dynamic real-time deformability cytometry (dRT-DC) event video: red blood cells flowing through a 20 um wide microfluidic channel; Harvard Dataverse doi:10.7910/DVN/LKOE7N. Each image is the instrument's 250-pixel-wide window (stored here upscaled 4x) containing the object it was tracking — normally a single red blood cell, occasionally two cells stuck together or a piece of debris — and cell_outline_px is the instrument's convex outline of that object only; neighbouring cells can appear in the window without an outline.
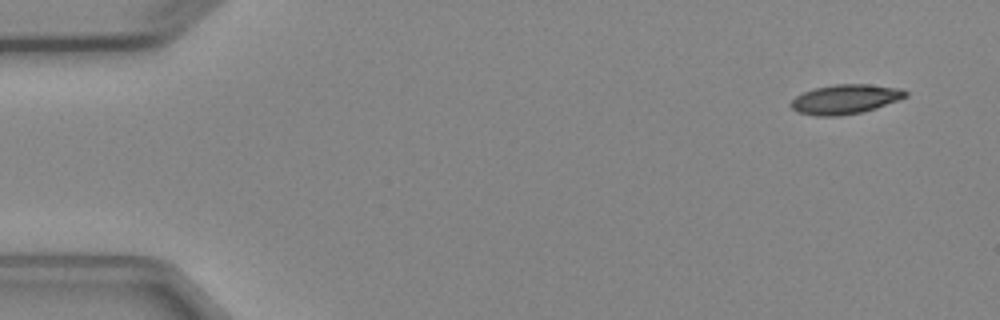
{"species": "Egyptian fruit bat (a non-hibernating species)", "species_latin": "Rousettus aegyptiacus", "temperature_condition": "cold", "stored_images_in_passage": 6, "camera_frame_rate_fps": 3000, "um_per_image_px": 0.085, "animal": {"sex": "female"}, "frame": {"image": 1, "passage_image": 1, "time_ms": 0.0, "image_size_px": [1000, 320], "cell_outline_px": [[908, 96], [900, 100], [876, 108], [860, 112], [836, 116], [816, 116], [796, 112], [788, 104], [796, 96], [804, 92], [816, 88], [836, 84], [868, 84], [900, 88], [908, 92]], "centroid_in_image_um": [71.85, 8.43], "position_along_channel_um": 13.1, "area_um2": 19.71}}
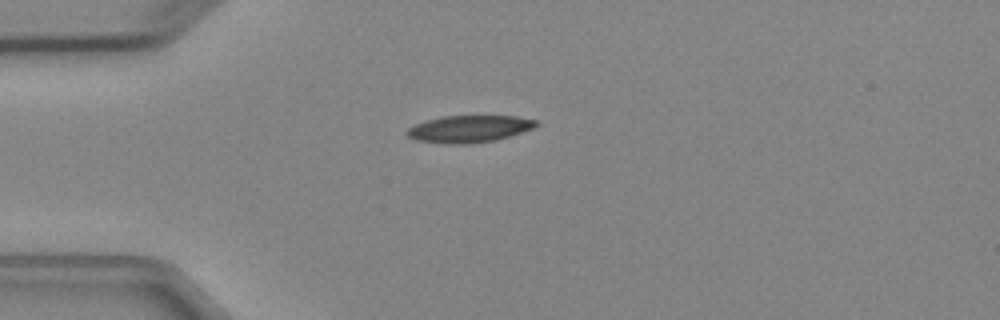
{"frame": {"image": 2, "passage_image": 4, "time_ms": 3.333, "image_size_px": [1000, 320], "cell_outline_px": [[540, 124], [532, 128], [508, 136], [492, 140], [468, 144], [448, 144], [412, 140], [404, 132], [408, 128], [416, 124], [428, 120], [444, 116], [516, 116], [540, 120]], "centroid_in_image_um": [39.86, 10.95], "position_along_channel_um": 45.1, "area_um2": 20.29}}
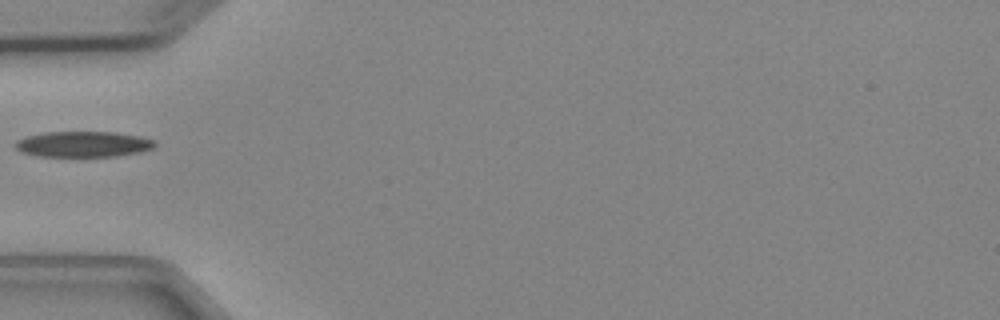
{"frame": {"image": 3, "passage_image": 5, "time_ms": 4.667, "image_size_px": [1000, 320], "cell_outline_px": [[156, 144], [152, 148], [140, 152], [116, 156], [36, 156], [20, 152], [16, 148], [16, 140], [24, 136], [44, 132], [116, 132], [140, 136], [156, 140]], "centroid_in_image_um": [7.06, 12.25], "position_along_channel_um": 77.9, "area_um2": 21.04}}